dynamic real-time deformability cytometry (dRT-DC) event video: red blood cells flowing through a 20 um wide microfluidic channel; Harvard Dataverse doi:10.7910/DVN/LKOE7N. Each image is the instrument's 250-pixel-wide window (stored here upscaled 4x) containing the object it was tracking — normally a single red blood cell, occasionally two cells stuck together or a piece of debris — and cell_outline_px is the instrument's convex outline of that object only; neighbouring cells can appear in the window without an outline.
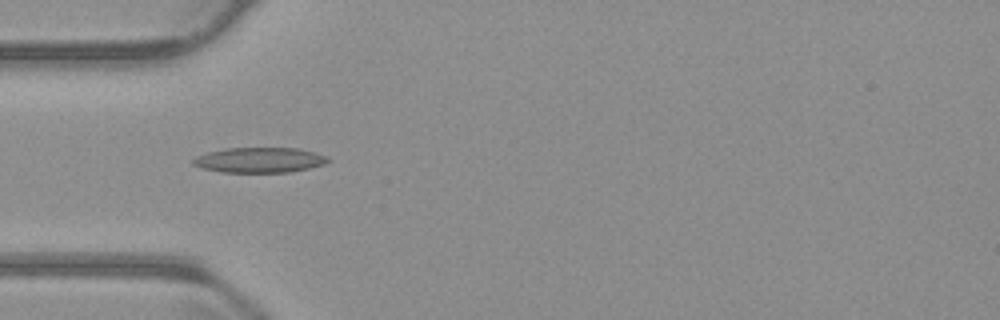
{"species": "common noctule bat (a hibernating species)", "species_latin": "Nyctalus noctula", "temperature_condition": "warm", "stored_images_in_passage": 38, "camera_frame_rate_fps": 3000, "um_per_image_px": 0.085, "animal": {"sex": "male", "body_mass_g": 23.1, "forearm_length_mm": 52.7}, "frame": {"image": 1, "passage_image": 1, "time_ms": 0.0, "image_size_px": [1000, 320], "cell_outline_px": [[332, 160], [324, 164], [292, 172], [220, 172], [204, 168], [192, 164], [192, 160], [196, 156], [208, 152], [224, 148], [300, 148], [316, 152], [328, 156]], "centroid_in_image_um": [22.1, 13.59], "position_along_channel_um": 62.9, "area_um2": 19.94}}
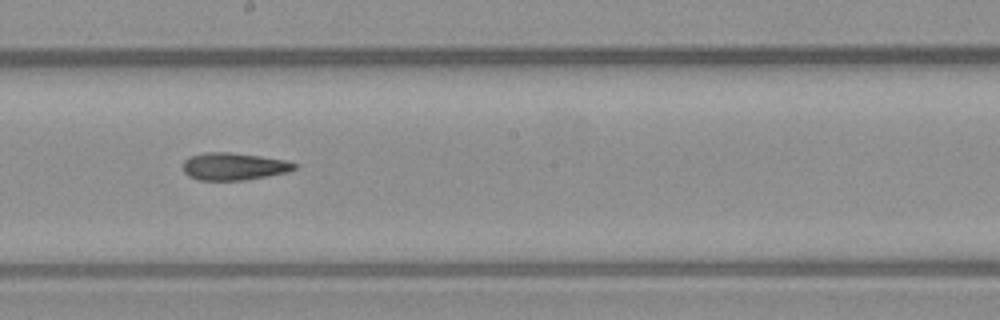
{"frame": {"image": 2, "passage_image": 14, "time_ms": 4.333, "image_size_px": [1000, 320], "cell_outline_px": [[300, 164], [296, 168], [288, 172], [244, 180], [200, 180], [188, 176], [184, 172], [184, 160], [188, 156], [204, 152], [228, 152], [260, 156], [284, 160]], "centroid_in_image_um": [19.87, 14.14], "position_along_channel_um": 228.3, "area_um2": 17.8}}
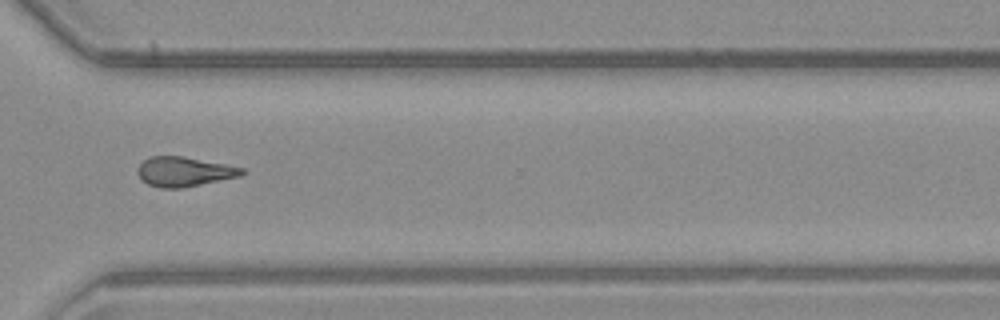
{"frame": {"image": 3, "passage_image": 24, "time_ms": 7.667, "image_size_px": [1000, 320], "cell_outline_px": [[248, 172], [240, 176], [184, 188], [160, 188], [148, 184], [140, 180], [136, 172], [140, 164], [148, 156], [184, 156], [244, 168]], "centroid_in_image_um": [15.64, 14.59], "position_along_channel_um": 355.0, "area_um2": 18.21}, "authors_computed_cell_mechanics": {"area_um2": 17.8602, "velocity_mm_per_s": 3.8118, "shape_relaxation_time_tau1_ms": null, "shape_relaxation_time_tau2_ms": 5.935, "deformation_change_tau1": null, "deformation_change_tau2": 0.177}}